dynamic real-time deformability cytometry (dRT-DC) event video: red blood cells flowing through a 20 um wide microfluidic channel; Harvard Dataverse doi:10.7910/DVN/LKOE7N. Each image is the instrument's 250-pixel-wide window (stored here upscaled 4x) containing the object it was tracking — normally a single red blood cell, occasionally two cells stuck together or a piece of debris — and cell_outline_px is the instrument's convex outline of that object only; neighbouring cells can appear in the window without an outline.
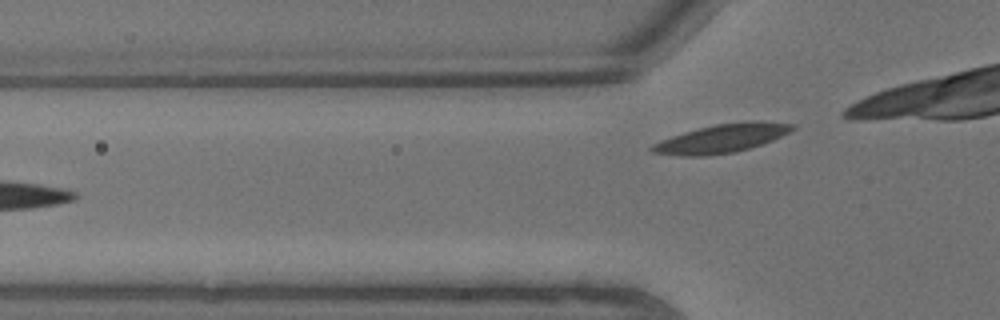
{"species": "common noctule bat (a hibernating species)", "species_latin": "Nyctalus noctula", "temperature_condition": "warm", "stored_images_in_passage": 8, "segment_of_instrument_passage": [2, 2], "camera_frame_rate_fps": 3000, "um_per_image_px": 0.085, "animal": {"sex": "male", "body_mass_g": 13.3}, "frame": {"image": 1, "passage_image": 8, "time_ms": 2.333, "image_size_px": [1000, 320], "cell_outline_px": [[796, 128], [772, 140], [736, 152], [704, 156], [680, 156], [652, 152], [648, 148], [652, 144], [660, 140], [684, 132], [716, 124], [752, 120], [796, 124]], "centroid_in_image_um": [61.32, 11.76], "position_along_channel_um": 64.5, "area_um2": 23.24}}